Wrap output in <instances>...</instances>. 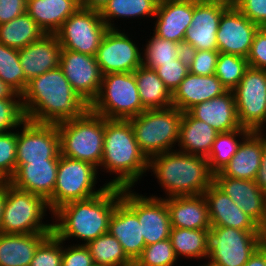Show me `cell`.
I'll return each instance as SVG.
<instances>
[{"label": "cell", "mask_w": 266, "mask_h": 266, "mask_svg": "<svg viewBox=\"0 0 266 266\" xmlns=\"http://www.w3.org/2000/svg\"><path fill=\"white\" fill-rule=\"evenodd\" d=\"M86 246L95 265L134 266L123 251L122 245L109 232L89 241Z\"/></svg>", "instance_id": "cell-37"}, {"label": "cell", "mask_w": 266, "mask_h": 266, "mask_svg": "<svg viewBox=\"0 0 266 266\" xmlns=\"http://www.w3.org/2000/svg\"><path fill=\"white\" fill-rule=\"evenodd\" d=\"M158 4L159 0H109L100 11V16L109 29H119V27L122 29L121 24L116 25L118 21L133 19L135 22V20L141 21L143 18V21L145 19L153 20Z\"/></svg>", "instance_id": "cell-32"}, {"label": "cell", "mask_w": 266, "mask_h": 266, "mask_svg": "<svg viewBox=\"0 0 266 266\" xmlns=\"http://www.w3.org/2000/svg\"><path fill=\"white\" fill-rule=\"evenodd\" d=\"M193 10L194 1L159 0L152 33L162 39L183 44L186 30L191 25Z\"/></svg>", "instance_id": "cell-19"}, {"label": "cell", "mask_w": 266, "mask_h": 266, "mask_svg": "<svg viewBox=\"0 0 266 266\" xmlns=\"http://www.w3.org/2000/svg\"><path fill=\"white\" fill-rule=\"evenodd\" d=\"M60 138L57 124L26 119L17 128L16 165L59 159Z\"/></svg>", "instance_id": "cell-14"}, {"label": "cell", "mask_w": 266, "mask_h": 266, "mask_svg": "<svg viewBox=\"0 0 266 266\" xmlns=\"http://www.w3.org/2000/svg\"><path fill=\"white\" fill-rule=\"evenodd\" d=\"M62 47L55 34H45L40 40L19 50V60L28 81L59 67Z\"/></svg>", "instance_id": "cell-23"}, {"label": "cell", "mask_w": 266, "mask_h": 266, "mask_svg": "<svg viewBox=\"0 0 266 266\" xmlns=\"http://www.w3.org/2000/svg\"><path fill=\"white\" fill-rule=\"evenodd\" d=\"M219 133L210 125L183 112L176 150L186 154L207 157Z\"/></svg>", "instance_id": "cell-30"}, {"label": "cell", "mask_w": 266, "mask_h": 266, "mask_svg": "<svg viewBox=\"0 0 266 266\" xmlns=\"http://www.w3.org/2000/svg\"><path fill=\"white\" fill-rule=\"evenodd\" d=\"M142 106L147 109H165L172 106V93L158 77L155 69L143 64L135 71Z\"/></svg>", "instance_id": "cell-33"}, {"label": "cell", "mask_w": 266, "mask_h": 266, "mask_svg": "<svg viewBox=\"0 0 266 266\" xmlns=\"http://www.w3.org/2000/svg\"><path fill=\"white\" fill-rule=\"evenodd\" d=\"M177 258L170 239L156 242L144 247L134 266H176Z\"/></svg>", "instance_id": "cell-41"}, {"label": "cell", "mask_w": 266, "mask_h": 266, "mask_svg": "<svg viewBox=\"0 0 266 266\" xmlns=\"http://www.w3.org/2000/svg\"><path fill=\"white\" fill-rule=\"evenodd\" d=\"M27 0H0V24L26 13Z\"/></svg>", "instance_id": "cell-50"}, {"label": "cell", "mask_w": 266, "mask_h": 266, "mask_svg": "<svg viewBox=\"0 0 266 266\" xmlns=\"http://www.w3.org/2000/svg\"><path fill=\"white\" fill-rule=\"evenodd\" d=\"M187 112L193 118L210 125L218 133L231 132L241 128L232 90L209 101L196 104Z\"/></svg>", "instance_id": "cell-27"}, {"label": "cell", "mask_w": 266, "mask_h": 266, "mask_svg": "<svg viewBox=\"0 0 266 266\" xmlns=\"http://www.w3.org/2000/svg\"><path fill=\"white\" fill-rule=\"evenodd\" d=\"M109 0H80L79 5L82 9L101 11Z\"/></svg>", "instance_id": "cell-53"}, {"label": "cell", "mask_w": 266, "mask_h": 266, "mask_svg": "<svg viewBox=\"0 0 266 266\" xmlns=\"http://www.w3.org/2000/svg\"><path fill=\"white\" fill-rule=\"evenodd\" d=\"M259 247V231L211 227L208 259L203 264L208 266H244Z\"/></svg>", "instance_id": "cell-10"}, {"label": "cell", "mask_w": 266, "mask_h": 266, "mask_svg": "<svg viewBox=\"0 0 266 266\" xmlns=\"http://www.w3.org/2000/svg\"><path fill=\"white\" fill-rule=\"evenodd\" d=\"M98 168L91 163L60 155L56 184L51 198L47 201L52 213L63 204L86 200L103 192L108 185H96L100 179Z\"/></svg>", "instance_id": "cell-9"}, {"label": "cell", "mask_w": 266, "mask_h": 266, "mask_svg": "<svg viewBox=\"0 0 266 266\" xmlns=\"http://www.w3.org/2000/svg\"><path fill=\"white\" fill-rule=\"evenodd\" d=\"M211 227L259 231V225L241 210L214 182L204 192Z\"/></svg>", "instance_id": "cell-20"}, {"label": "cell", "mask_w": 266, "mask_h": 266, "mask_svg": "<svg viewBox=\"0 0 266 266\" xmlns=\"http://www.w3.org/2000/svg\"><path fill=\"white\" fill-rule=\"evenodd\" d=\"M21 100L26 119L37 123L58 124L79 118L89 109L60 67L28 81Z\"/></svg>", "instance_id": "cell-1"}, {"label": "cell", "mask_w": 266, "mask_h": 266, "mask_svg": "<svg viewBox=\"0 0 266 266\" xmlns=\"http://www.w3.org/2000/svg\"><path fill=\"white\" fill-rule=\"evenodd\" d=\"M108 232L119 241L127 257L135 263L146 244L138 216L122 200L110 217Z\"/></svg>", "instance_id": "cell-24"}, {"label": "cell", "mask_w": 266, "mask_h": 266, "mask_svg": "<svg viewBox=\"0 0 266 266\" xmlns=\"http://www.w3.org/2000/svg\"><path fill=\"white\" fill-rule=\"evenodd\" d=\"M259 245L266 252V218L259 225Z\"/></svg>", "instance_id": "cell-55"}, {"label": "cell", "mask_w": 266, "mask_h": 266, "mask_svg": "<svg viewBox=\"0 0 266 266\" xmlns=\"http://www.w3.org/2000/svg\"><path fill=\"white\" fill-rule=\"evenodd\" d=\"M248 68L247 58L220 52L215 75L227 90H233L241 81Z\"/></svg>", "instance_id": "cell-40"}, {"label": "cell", "mask_w": 266, "mask_h": 266, "mask_svg": "<svg viewBox=\"0 0 266 266\" xmlns=\"http://www.w3.org/2000/svg\"><path fill=\"white\" fill-rule=\"evenodd\" d=\"M244 266H266V252L259 247Z\"/></svg>", "instance_id": "cell-52"}, {"label": "cell", "mask_w": 266, "mask_h": 266, "mask_svg": "<svg viewBox=\"0 0 266 266\" xmlns=\"http://www.w3.org/2000/svg\"><path fill=\"white\" fill-rule=\"evenodd\" d=\"M59 159L16 165L14 175L8 180L14 187L43 197L48 201L54 191Z\"/></svg>", "instance_id": "cell-22"}, {"label": "cell", "mask_w": 266, "mask_h": 266, "mask_svg": "<svg viewBox=\"0 0 266 266\" xmlns=\"http://www.w3.org/2000/svg\"><path fill=\"white\" fill-rule=\"evenodd\" d=\"M151 33L147 36L149 39H146L145 45L142 44V64L144 66L156 69L162 63L172 62L186 52L183 44L162 39L154 33L151 36Z\"/></svg>", "instance_id": "cell-38"}, {"label": "cell", "mask_w": 266, "mask_h": 266, "mask_svg": "<svg viewBox=\"0 0 266 266\" xmlns=\"http://www.w3.org/2000/svg\"><path fill=\"white\" fill-rule=\"evenodd\" d=\"M247 60L249 67L266 70V27L255 33Z\"/></svg>", "instance_id": "cell-49"}, {"label": "cell", "mask_w": 266, "mask_h": 266, "mask_svg": "<svg viewBox=\"0 0 266 266\" xmlns=\"http://www.w3.org/2000/svg\"><path fill=\"white\" fill-rule=\"evenodd\" d=\"M232 4L251 22L266 27V0H232Z\"/></svg>", "instance_id": "cell-48"}, {"label": "cell", "mask_w": 266, "mask_h": 266, "mask_svg": "<svg viewBox=\"0 0 266 266\" xmlns=\"http://www.w3.org/2000/svg\"><path fill=\"white\" fill-rule=\"evenodd\" d=\"M60 155L99 168L104 149L105 117L88 109L81 117L57 124Z\"/></svg>", "instance_id": "cell-5"}, {"label": "cell", "mask_w": 266, "mask_h": 266, "mask_svg": "<svg viewBox=\"0 0 266 266\" xmlns=\"http://www.w3.org/2000/svg\"><path fill=\"white\" fill-rule=\"evenodd\" d=\"M251 130L241 127L231 132L219 133L212 144L209 155L206 157L210 171L213 174L220 172L238 150L243 139Z\"/></svg>", "instance_id": "cell-36"}, {"label": "cell", "mask_w": 266, "mask_h": 266, "mask_svg": "<svg viewBox=\"0 0 266 266\" xmlns=\"http://www.w3.org/2000/svg\"><path fill=\"white\" fill-rule=\"evenodd\" d=\"M121 200L138 216L146 246L169 238L170 213L163 198L122 188Z\"/></svg>", "instance_id": "cell-13"}, {"label": "cell", "mask_w": 266, "mask_h": 266, "mask_svg": "<svg viewBox=\"0 0 266 266\" xmlns=\"http://www.w3.org/2000/svg\"><path fill=\"white\" fill-rule=\"evenodd\" d=\"M214 183L258 225L266 218V194L254 180H242L214 174Z\"/></svg>", "instance_id": "cell-21"}, {"label": "cell", "mask_w": 266, "mask_h": 266, "mask_svg": "<svg viewBox=\"0 0 266 266\" xmlns=\"http://www.w3.org/2000/svg\"><path fill=\"white\" fill-rule=\"evenodd\" d=\"M47 213L53 216L47 201L43 197L16 188L6 181V203L3 211L1 233H52L53 222L51 221H53V217L48 222L46 220ZM43 220H46V222Z\"/></svg>", "instance_id": "cell-7"}, {"label": "cell", "mask_w": 266, "mask_h": 266, "mask_svg": "<svg viewBox=\"0 0 266 266\" xmlns=\"http://www.w3.org/2000/svg\"><path fill=\"white\" fill-rule=\"evenodd\" d=\"M51 233H0V266H29L37 247Z\"/></svg>", "instance_id": "cell-31"}, {"label": "cell", "mask_w": 266, "mask_h": 266, "mask_svg": "<svg viewBox=\"0 0 266 266\" xmlns=\"http://www.w3.org/2000/svg\"><path fill=\"white\" fill-rule=\"evenodd\" d=\"M89 109L107 119L129 120L146 110L140 101L134 72L107 73Z\"/></svg>", "instance_id": "cell-8"}, {"label": "cell", "mask_w": 266, "mask_h": 266, "mask_svg": "<svg viewBox=\"0 0 266 266\" xmlns=\"http://www.w3.org/2000/svg\"><path fill=\"white\" fill-rule=\"evenodd\" d=\"M169 239L179 261L208 259L209 230L171 227Z\"/></svg>", "instance_id": "cell-34"}, {"label": "cell", "mask_w": 266, "mask_h": 266, "mask_svg": "<svg viewBox=\"0 0 266 266\" xmlns=\"http://www.w3.org/2000/svg\"><path fill=\"white\" fill-rule=\"evenodd\" d=\"M182 115L183 112L171 106L165 109H147L129 119L135 140L148 160L177 148Z\"/></svg>", "instance_id": "cell-6"}, {"label": "cell", "mask_w": 266, "mask_h": 266, "mask_svg": "<svg viewBox=\"0 0 266 266\" xmlns=\"http://www.w3.org/2000/svg\"><path fill=\"white\" fill-rule=\"evenodd\" d=\"M255 182L258 187L266 194V144L264 145L260 168L258 170Z\"/></svg>", "instance_id": "cell-51"}, {"label": "cell", "mask_w": 266, "mask_h": 266, "mask_svg": "<svg viewBox=\"0 0 266 266\" xmlns=\"http://www.w3.org/2000/svg\"><path fill=\"white\" fill-rule=\"evenodd\" d=\"M227 91L216 75L199 76L189 72L172 93V106L187 112L196 104L219 97Z\"/></svg>", "instance_id": "cell-26"}, {"label": "cell", "mask_w": 266, "mask_h": 266, "mask_svg": "<svg viewBox=\"0 0 266 266\" xmlns=\"http://www.w3.org/2000/svg\"><path fill=\"white\" fill-rule=\"evenodd\" d=\"M59 67L74 91L90 106L99 93L103 76L96 57L62 49Z\"/></svg>", "instance_id": "cell-17"}, {"label": "cell", "mask_w": 266, "mask_h": 266, "mask_svg": "<svg viewBox=\"0 0 266 266\" xmlns=\"http://www.w3.org/2000/svg\"><path fill=\"white\" fill-rule=\"evenodd\" d=\"M219 54L218 50L186 51L189 72L199 76L215 75Z\"/></svg>", "instance_id": "cell-46"}, {"label": "cell", "mask_w": 266, "mask_h": 266, "mask_svg": "<svg viewBox=\"0 0 266 266\" xmlns=\"http://www.w3.org/2000/svg\"><path fill=\"white\" fill-rule=\"evenodd\" d=\"M232 0L194 1L191 25L186 30L185 51L218 50L216 33L223 12Z\"/></svg>", "instance_id": "cell-16"}, {"label": "cell", "mask_w": 266, "mask_h": 266, "mask_svg": "<svg viewBox=\"0 0 266 266\" xmlns=\"http://www.w3.org/2000/svg\"><path fill=\"white\" fill-rule=\"evenodd\" d=\"M25 120L20 94L15 92L9 99H0V134L17 129Z\"/></svg>", "instance_id": "cell-42"}, {"label": "cell", "mask_w": 266, "mask_h": 266, "mask_svg": "<svg viewBox=\"0 0 266 266\" xmlns=\"http://www.w3.org/2000/svg\"><path fill=\"white\" fill-rule=\"evenodd\" d=\"M79 8L77 0H27L26 12L45 34H55Z\"/></svg>", "instance_id": "cell-29"}, {"label": "cell", "mask_w": 266, "mask_h": 266, "mask_svg": "<svg viewBox=\"0 0 266 266\" xmlns=\"http://www.w3.org/2000/svg\"><path fill=\"white\" fill-rule=\"evenodd\" d=\"M148 163L149 160L135 140L130 121L105 118L104 149L98 168V171L100 169L104 174L111 175L112 179L105 181V184L111 187L135 188L138 181L140 183L149 174Z\"/></svg>", "instance_id": "cell-3"}, {"label": "cell", "mask_w": 266, "mask_h": 266, "mask_svg": "<svg viewBox=\"0 0 266 266\" xmlns=\"http://www.w3.org/2000/svg\"><path fill=\"white\" fill-rule=\"evenodd\" d=\"M14 93L15 91L0 79V99H9Z\"/></svg>", "instance_id": "cell-56"}, {"label": "cell", "mask_w": 266, "mask_h": 266, "mask_svg": "<svg viewBox=\"0 0 266 266\" xmlns=\"http://www.w3.org/2000/svg\"><path fill=\"white\" fill-rule=\"evenodd\" d=\"M148 172L157 179L164 196L150 195L158 198L175 196L203 195L214 182L206 157L186 154L179 150L161 153L149 159ZM153 172V173H152Z\"/></svg>", "instance_id": "cell-4"}, {"label": "cell", "mask_w": 266, "mask_h": 266, "mask_svg": "<svg viewBox=\"0 0 266 266\" xmlns=\"http://www.w3.org/2000/svg\"><path fill=\"white\" fill-rule=\"evenodd\" d=\"M6 203V181L0 183V233H1V224L3 219V211Z\"/></svg>", "instance_id": "cell-54"}, {"label": "cell", "mask_w": 266, "mask_h": 266, "mask_svg": "<svg viewBox=\"0 0 266 266\" xmlns=\"http://www.w3.org/2000/svg\"><path fill=\"white\" fill-rule=\"evenodd\" d=\"M155 71L168 90L173 93L189 73L186 52L172 62L162 63V65L158 66Z\"/></svg>", "instance_id": "cell-45"}, {"label": "cell", "mask_w": 266, "mask_h": 266, "mask_svg": "<svg viewBox=\"0 0 266 266\" xmlns=\"http://www.w3.org/2000/svg\"><path fill=\"white\" fill-rule=\"evenodd\" d=\"M17 129L0 134V179L8 181L16 171Z\"/></svg>", "instance_id": "cell-43"}, {"label": "cell", "mask_w": 266, "mask_h": 266, "mask_svg": "<svg viewBox=\"0 0 266 266\" xmlns=\"http://www.w3.org/2000/svg\"><path fill=\"white\" fill-rule=\"evenodd\" d=\"M265 144L266 133L264 131H251L220 172L226 177L255 181Z\"/></svg>", "instance_id": "cell-25"}, {"label": "cell", "mask_w": 266, "mask_h": 266, "mask_svg": "<svg viewBox=\"0 0 266 266\" xmlns=\"http://www.w3.org/2000/svg\"><path fill=\"white\" fill-rule=\"evenodd\" d=\"M241 127L264 131L266 126V70L249 67L232 90Z\"/></svg>", "instance_id": "cell-12"}, {"label": "cell", "mask_w": 266, "mask_h": 266, "mask_svg": "<svg viewBox=\"0 0 266 266\" xmlns=\"http://www.w3.org/2000/svg\"><path fill=\"white\" fill-rule=\"evenodd\" d=\"M108 29L99 11L79 8L55 35L62 49L95 56Z\"/></svg>", "instance_id": "cell-11"}, {"label": "cell", "mask_w": 266, "mask_h": 266, "mask_svg": "<svg viewBox=\"0 0 266 266\" xmlns=\"http://www.w3.org/2000/svg\"><path fill=\"white\" fill-rule=\"evenodd\" d=\"M29 266H62V240L52 232L37 247Z\"/></svg>", "instance_id": "cell-44"}, {"label": "cell", "mask_w": 266, "mask_h": 266, "mask_svg": "<svg viewBox=\"0 0 266 266\" xmlns=\"http://www.w3.org/2000/svg\"><path fill=\"white\" fill-rule=\"evenodd\" d=\"M259 28L231 4L220 18L216 33L218 51L247 58Z\"/></svg>", "instance_id": "cell-18"}, {"label": "cell", "mask_w": 266, "mask_h": 266, "mask_svg": "<svg viewBox=\"0 0 266 266\" xmlns=\"http://www.w3.org/2000/svg\"><path fill=\"white\" fill-rule=\"evenodd\" d=\"M44 35L45 32L27 12L9 22L0 24V43L17 50L40 40Z\"/></svg>", "instance_id": "cell-35"}, {"label": "cell", "mask_w": 266, "mask_h": 266, "mask_svg": "<svg viewBox=\"0 0 266 266\" xmlns=\"http://www.w3.org/2000/svg\"><path fill=\"white\" fill-rule=\"evenodd\" d=\"M0 79L20 95L26 89V77L20 64L19 50L2 43H0Z\"/></svg>", "instance_id": "cell-39"}, {"label": "cell", "mask_w": 266, "mask_h": 266, "mask_svg": "<svg viewBox=\"0 0 266 266\" xmlns=\"http://www.w3.org/2000/svg\"><path fill=\"white\" fill-rule=\"evenodd\" d=\"M132 37L124 28L107 30L95 55L102 75L134 72L142 65V47Z\"/></svg>", "instance_id": "cell-15"}, {"label": "cell", "mask_w": 266, "mask_h": 266, "mask_svg": "<svg viewBox=\"0 0 266 266\" xmlns=\"http://www.w3.org/2000/svg\"><path fill=\"white\" fill-rule=\"evenodd\" d=\"M62 241V266H93V258L86 245Z\"/></svg>", "instance_id": "cell-47"}, {"label": "cell", "mask_w": 266, "mask_h": 266, "mask_svg": "<svg viewBox=\"0 0 266 266\" xmlns=\"http://www.w3.org/2000/svg\"><path fill=\"white\" fill-rule=\"evenodd\" d=\"M164 200L170 213L171 227L210 230L208 206L204 195L175 196Z\"/></svg>", "instance_id": "cell-28"}, {"label": "cell", "mask_w": 266, "mask_h": 266, "mask_svg": "<svg viewBox=\"0 0 266 266\" xmlns=\"http://www.w3.org/2000/svg\"><path fill=\"white\" fill-rule=\"evenodd\" d=\"M198 266H208V265H206V264H200V265H198Z\"/></svg>", "instance_id": "cell-57"}, {"label": "cell", "mask_w": 266, "mask_h": 266, "mask_svg": "<svg viewBox=\"0 0 266 266\" xmlns=\"http://www.w3.org/2000/svg\"><path fill=\"white\" fill-rule=\"evenodd\" d=\"M121 198L122 188L108 186L92 198L63 204L53 212L52 232L67 243L75 239V244L86 245L108 232L110 217Z\"/></svg>", "instance_id": "cell-2"}]
</instances>
